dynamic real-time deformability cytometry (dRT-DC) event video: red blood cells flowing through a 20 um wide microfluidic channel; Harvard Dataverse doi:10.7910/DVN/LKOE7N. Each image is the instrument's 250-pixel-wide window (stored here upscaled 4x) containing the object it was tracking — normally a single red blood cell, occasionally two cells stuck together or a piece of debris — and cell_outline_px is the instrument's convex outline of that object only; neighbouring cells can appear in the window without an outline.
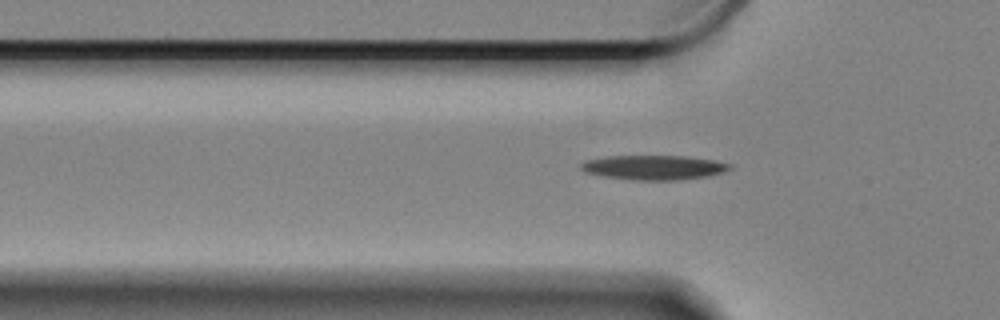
{"species": "Egyptian fruit bat (a non-hibernating species)", "species_latin": "Rousettus aegyptiacus", "temperature_condition": "cold", "stored_images_in_passage": 50, "camera_frame_rate_fps": 3000, "um_per_image_px": 0.085, "animal": {"sex": "female"}, "frame": {"image": 1, "passage_image": 16, "time_ms": 5.0, "image_size_px": [1000, 320], "cell_outline_px": [[732, 168], [708, 176], [680, 180], [632, 180], [604, 176], [584, 172], [580, 168], [580, 164], [588, 160], [608, 156], [688, 156], [716, 160], [732, 164]], "centroid_in_image_um": [55.6, 14.23], "position_along_channel_um": 70.2, "area_um2": 21.27}}
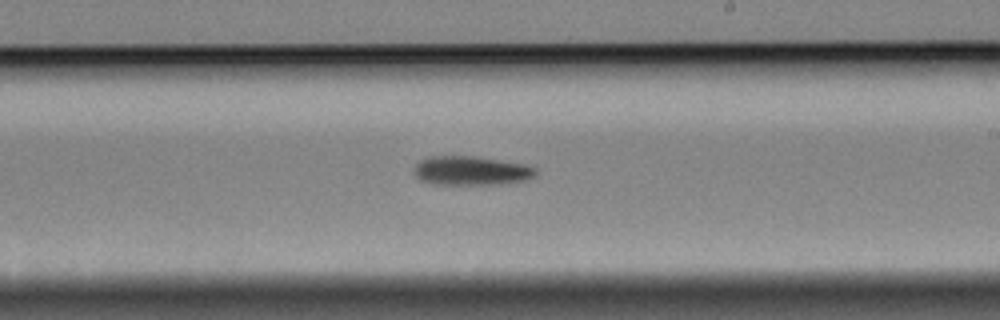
{"frame": {"image": 2, "passage_image": 32, "time_ms": 10.333, "image_size_px": [1000, 320], "cell_outline_px": [[536, 172], [532, 176], [524, 180], [492, 184], [436, 184], [420, 180], [416, 176], [416, 164], [420, 160], [432, 156], [472, 156], [524, 164], [536, 168]], "centroid_in_image_um": [40.02, 14.5], "position_along_channel_um": 249.0, "area_um2": 20.06}}
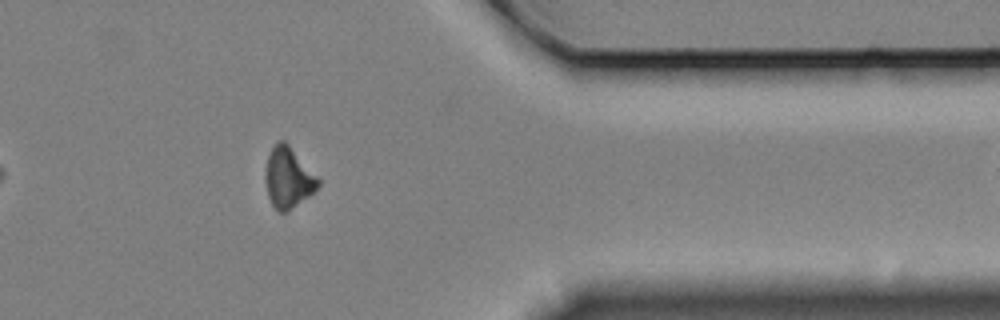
{"frame": {"image": 3, "passage_image": 46, "time_ms": 15.0, "image_size_px": [1000, 320], "cell_outline_px": [[320, 184], [308, 196], [288, 212], [280, 212], [272, 204], [268, 196], [264, 180], [264, 176], [268, 156], [276, 140], [284, 140], [288, 144], [320, 180]], "centroid_in_image_um": [24.46, 15.1], "position_along_channel_um": 386.9, "area_um2": 18.44}, "authors_computed_cell_mechanics": {"area_um2": 19.9121, "velocity_mm_per_s": 3.3331, "shape_relaxation_time_tau1_ms": 2.4191, "shape_relaxation_time_tau2_ms": null, "deformation_change_tau1": 0.0879, "deformation_change_tau2": null}}